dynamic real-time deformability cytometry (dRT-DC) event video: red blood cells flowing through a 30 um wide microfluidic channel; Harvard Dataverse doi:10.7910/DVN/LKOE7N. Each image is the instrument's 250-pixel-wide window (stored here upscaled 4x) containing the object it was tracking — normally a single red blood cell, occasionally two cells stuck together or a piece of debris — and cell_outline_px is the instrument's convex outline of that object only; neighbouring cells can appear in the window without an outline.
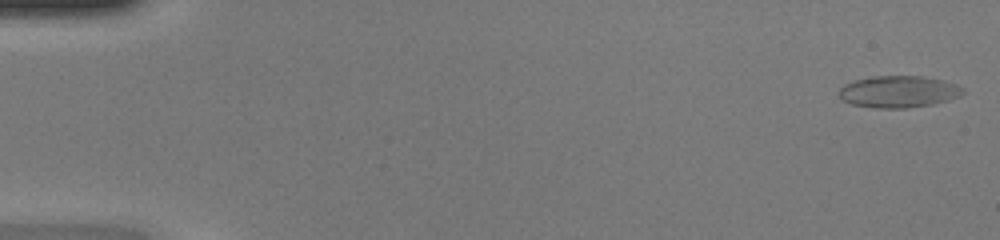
{"species": "common noctule bat (a hibernating species)", "species_latin": "Nyctalus noctula", "temperature_condition": "warm", "stored_images_in_passage": 48, "camera_frame_rate_fps": 3000, "um_per_image_px": 0.085, "animal": {"sex": "female", "body_mass_g": 20.0, "forearm_length_mm": 54.0}, "frame": {"image": 1, "passage_image": 1, "time_ms": 0.0, "image_size_px": [1000, 240], "cell_outline_px": [[964, 92], [960, 96], [948, 100], [932, 104], [908, 108], [876, 108], [852, 104], [844, 100], [836, 92], [844, 84], [856, 80], [872, 76], [924, 76], [944, 80], [956, 84], [964, 88]], "centroid_in_image_um": [76.39, 7.79], "position_along_channel_um": 8.6, "area_um2": 23.06}}
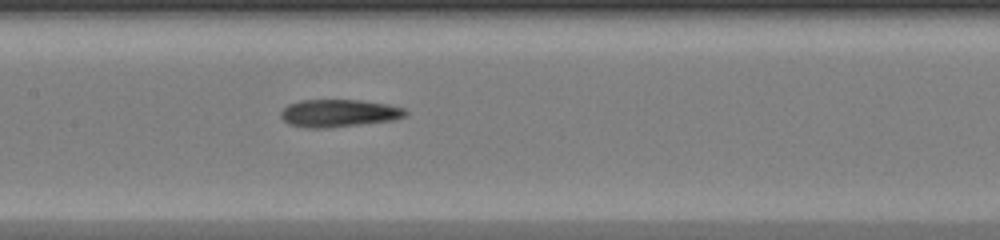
{"frame": {"image": 2, "passage_image": 24, "time_ms": 7.667, "image_size_px": [1000, 240], "cell_outline_px": [[408, 116], [396, 120], [328, 128], [304, 128], [288, 124], [280, 116], [280, 112], [288, 104], [300, 100], [360, 100], [388, 104], [404, 108], [408, 112]], "centroid_in_image_um": [28.82, 9.63], "position_along_channel_um": 178.6, "area_um2": 20.35}}
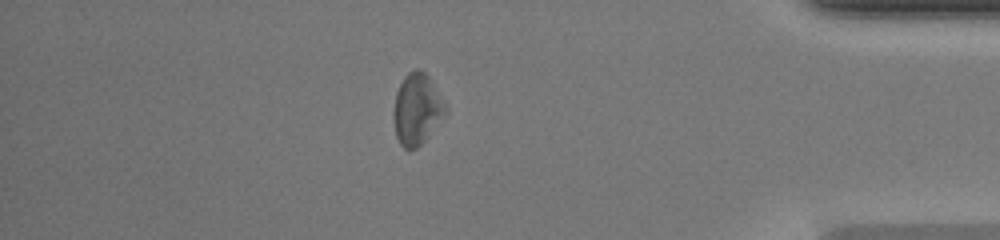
{"frame": {"image": 3, "passage_image": 42, "time_ms": 13.667, "image_size_px": [1000, 240], "cell_outline_px": [[444, 112], [424, 140], [416, 148], [408, 152], [400, 144], [396, 136], [392, 116], [392, 112], [396, 92], [404, 76], [408, 72], [416, 68], [420, 68], [428, 76], [444, 104]], "centroid_in_image_um": [35.34, 9.27], "position_along_channel_um": 399.9, "area_um2": 20.92}, "authors_computed_cell_mechanics": {"area_um2": 20.6924, "velocity_mm_per_s": 4.2502, "shape_relaxation_time_tau1_ms": null, "shape_relaxation_time_tau2_ms": 11.0465, "deformation_change_tau1": null, "deformation_change_tau2": 0.3116}}